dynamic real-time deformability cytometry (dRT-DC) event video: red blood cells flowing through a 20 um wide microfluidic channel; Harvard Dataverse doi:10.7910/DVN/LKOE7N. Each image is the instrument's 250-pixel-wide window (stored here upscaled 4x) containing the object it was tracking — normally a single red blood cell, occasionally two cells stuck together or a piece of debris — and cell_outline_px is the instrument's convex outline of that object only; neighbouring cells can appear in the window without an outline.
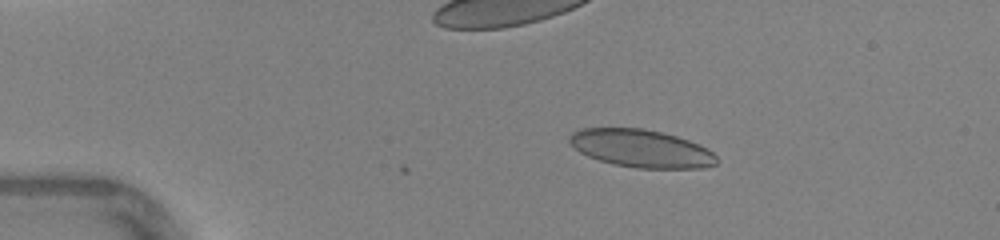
{"species": "human", "species_latin": "Homo sapiens", "temperature_condition": "warm", "stored_images_in_passage": 45, "camera_frame_rate_fps": 3000, "um_per_image_px": 0.085, "donor": {"sex": "female"}, "frame": {"image": 1, "passage_image": 8, "time_ms": 2.333, "image_size_px": [1000, 240], "cell_outline_px": [[720, 160], [716, 164], [704, 168], [636, 168], [612, 164], [588, 156], [580, 152], [568, 144], [568, 136], [572, 132], [580, 128], [644, 128], [676, 136], [700, 144], [708, 148]], "centroid_in_image_um": [54.49, 12.62], "position_along_channel_um": 30.5, "area_um2": 32.71}}
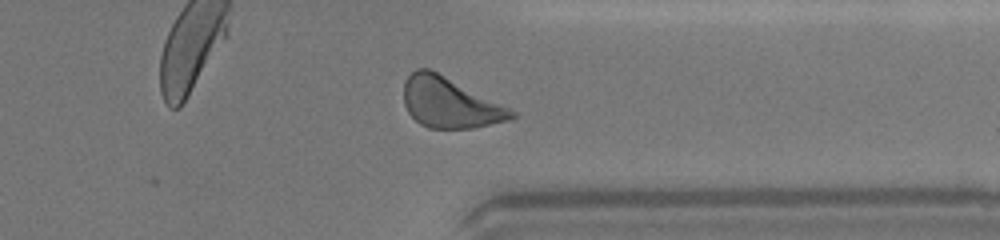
{"frame": {"image": 2, "passage_image": 36, "time_ms": 11.667, "image_size_px": [1000, 240], "cell_outline_px": [[516, 116], [508, 120], [472, 128], [428, 128], [420, 124], [408, 112], [404, 104], [404, 80], [416, 68], [428, 68], [516, 112]], "centroid_in_image_um": [38.17, 8.74], "position_along_channel_um": 373.2, "area_um2": 30.87}}
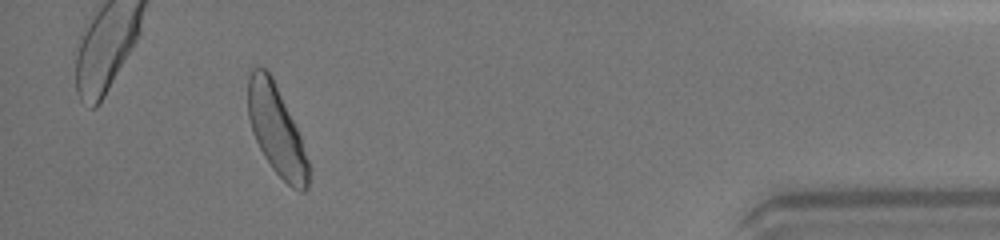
{"frame": {"image": 3, "passage_image": 42, "time_ms": 13.667, "image_size_px": [1000, 240], "cell_outline_px": [[312, 168], [308, 188], [304, 192], [300, 192], [292, 188], [272, 168], [264, 156], [252, 132], [248, 116], [248, 76], [252, 68], [264, 68], [272, 76], [300, 136]], "centroid_in_image_um": [23.53, 11.13], "position_along_channel_um": 411.7, "area_um2": 31.56}, "authors_computed_cell_mechanics": {"area_um2": 31.5588, "velocity_mm_per_s": 4.3668, "shape_relaxation_time_tau1_ms": null, "shape_relaxation_time_tau2_ms": 0.3404, "deformation_change_tau1": null, "deformation_change_tau2": 0.0543}}